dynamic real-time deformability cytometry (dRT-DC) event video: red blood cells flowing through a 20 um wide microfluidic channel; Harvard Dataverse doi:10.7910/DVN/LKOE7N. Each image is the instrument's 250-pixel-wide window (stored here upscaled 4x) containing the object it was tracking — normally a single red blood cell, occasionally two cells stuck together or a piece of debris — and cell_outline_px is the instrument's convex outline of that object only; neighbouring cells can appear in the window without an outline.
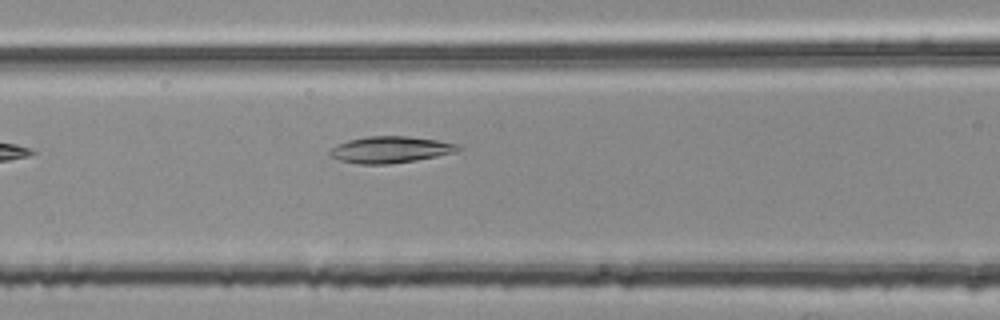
{"species": "common noctule bat (a hibernating species)", "species_latin": "Nyctalus noctula", "temperature_condition": "room temperature", "stored_images_in_passage": 8, "segment_of_instrument_passage": [2, 2], "camera_frame_rate_fps": 3000, "um_per_image_px": 0.085, "animal": {"sex": "female", "body_mass_g": 25.1}, "frame": {"image": 1, "passage_image": 6, "time_ms": 1.667, "image_size_px": [1000, 320], "cell_outline_px": [[460, 148], [456, 152], [416, 160], [388, 164], [360, 164], [340, 160], [328, 156], [328, 152], [336, 144], [348, 140], [368, 136], [408, 136], [436, 140], [460, 144]], "centroid_in_image_um": [33.15, 12.71], "position_along_channel_um": 133.5, "area_um2": 19.83}}